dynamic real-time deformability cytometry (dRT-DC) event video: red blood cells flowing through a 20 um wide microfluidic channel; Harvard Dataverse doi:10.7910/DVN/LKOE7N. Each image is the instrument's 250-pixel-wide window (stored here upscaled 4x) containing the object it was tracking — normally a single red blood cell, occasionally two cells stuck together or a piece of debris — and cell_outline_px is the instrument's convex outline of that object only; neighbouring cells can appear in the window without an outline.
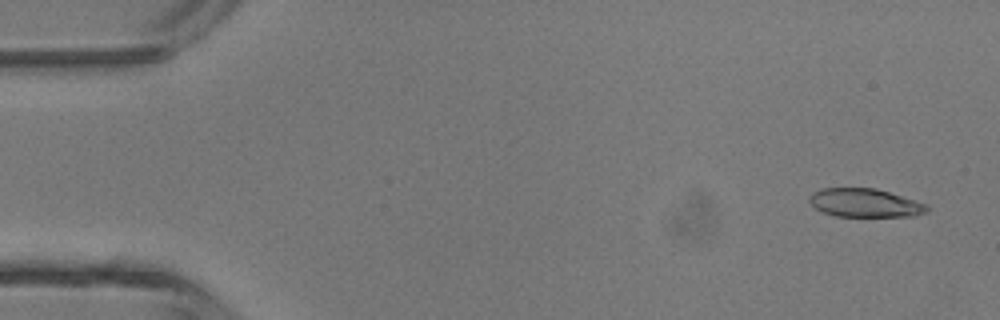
{"species": "common noctule bat (a hibernating species)", "species_latin": "Nyctalus noctula", "temperature_condition": "room temperature", "stored_images_in_passage": 5, "camera_frame_rate_fps": 3000, "um_per_image_px": 0.085, "animal": {"sex": "male", "body_mass_g": 13.3}, "frame": {"image": 1, "passage_image": 1, "time_ms": 0.0, "image_size_px": [1000, 320], "cell_outline_px": [[928, 212], [916, 216], [836, 216], [820, 212], [808, 200], [808, 196], [812, 192], [820, 188], [876, 188], [928, 204]], "centroid_in_image_um": [73.5, 17.24], "position_along_channel_um": 11.5, "area_um2": 19.71}}
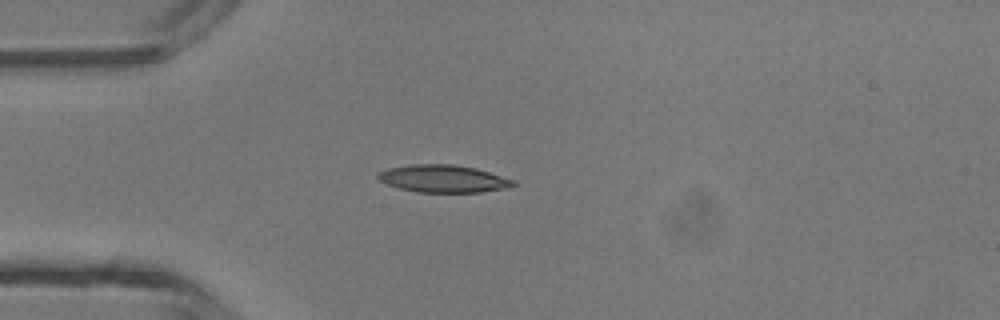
{"frame": {"image": 2, "passage_image": 4, "time_ms": 1.0, "image_size_px": [1000, 320], "cell_outline_px": [[516, 184], [504, 188], [480, 192], [416, 192], [400, 188], [376, 180], [376, 172], [388, 168], [408, 164], [452, 164], [476, 168], [516, 180]], "centroid_in_image_um": [37.62, 15.18], "position_along_channel_um": 47.4, "area_um2": 21.79}}